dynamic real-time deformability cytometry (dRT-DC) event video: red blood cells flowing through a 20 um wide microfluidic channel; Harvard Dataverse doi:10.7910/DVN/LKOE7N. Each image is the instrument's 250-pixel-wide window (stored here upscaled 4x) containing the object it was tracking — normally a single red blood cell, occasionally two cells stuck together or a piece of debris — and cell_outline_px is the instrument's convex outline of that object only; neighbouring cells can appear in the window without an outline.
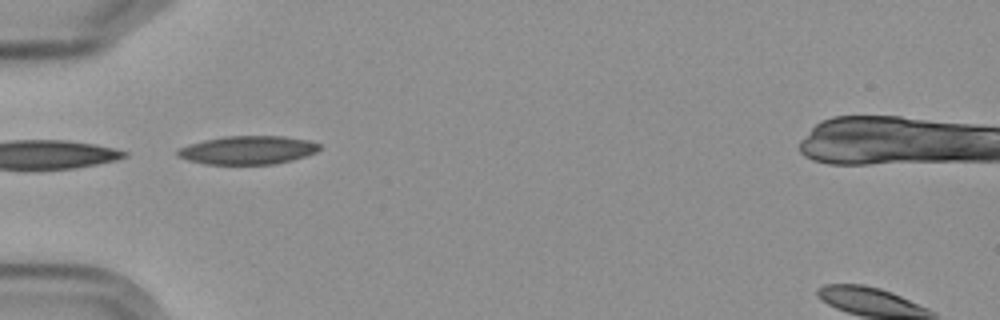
{"species": "Egyptian fruit bat (a non-hibernating species)", "species_latin": "Rousettus aegyptiacus", "temperature_condition": "cold", "stored_images_in_passage": 2, "camera_frame_rate_fps": 3000, "um_per_image_px": 0.085, "frame": {"image": 1, "passage_image": 1, "time_ms": 0.0, "image_size_px": [1000, 320], "cell_outline_px": [[320, 148], [316, 152], [292, 160], [272, 164], [204, 164], [188, 160], [176, 156], [176, 152], [180, 148], [188, 144], [204, 140], [224, 136], [284, 136], [308, 140], [320, 144]], "centroid_in_image_um": [21.04, 12.75], "position_along_channel_um": 64.0, "area_um2": 23.47}}